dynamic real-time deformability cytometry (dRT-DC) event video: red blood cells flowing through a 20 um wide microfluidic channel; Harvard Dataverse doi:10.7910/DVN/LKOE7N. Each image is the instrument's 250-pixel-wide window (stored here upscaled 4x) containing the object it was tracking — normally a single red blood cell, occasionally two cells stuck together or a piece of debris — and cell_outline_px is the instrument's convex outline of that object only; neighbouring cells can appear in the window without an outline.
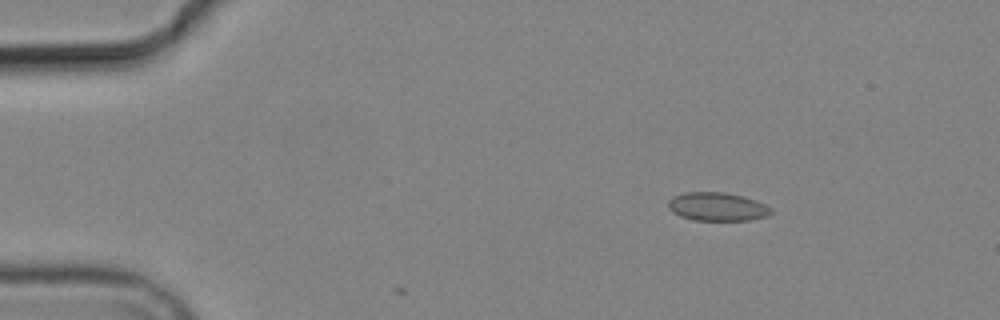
{"species": "common noctule bat (a hibernating species)", "species_latin": "Nyctalus noctula", "temperature_condition": "cold", "stored_images_in_passage": 5, "camera_frame_rate_fps": 3000, "um_per_image_px": 0.085, "animal": {"sex": "male", "body_mass_g": 19.2, "forearm_length_mm": 51.8}, "frame": {"image": 1, "passage_image": 2, "time_ms": 2.333, "image_size_px": [1000, 320], "cell_outline_px": [[772, 212], [768, 216], [748, 220], [696, 220], [680, 216], [672, 212], [668, 208], [668, 200], [672, 196], [684, 192], [724, 192], [744, 196], [756, 200], [772, 208]], "centroid_in_image_um": [60.95, 17.56], "position_along_channel_um": 24.0, "area_um2": 17.17}}
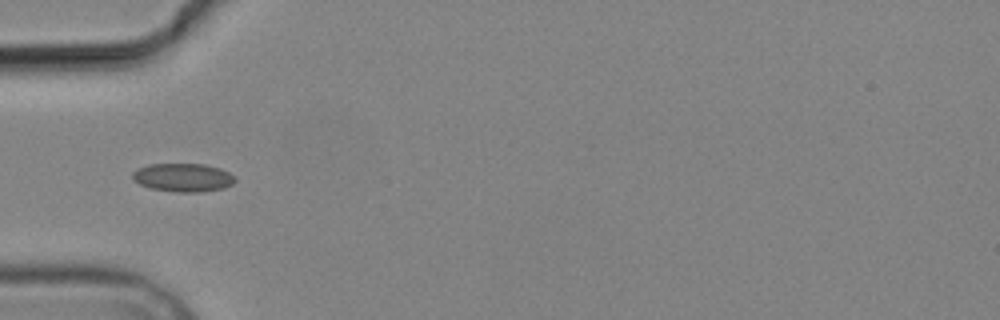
{"frame": {"image": 2, "passage_image": 4, "time_ms": 5.667, "image_size_px": [1000, 320], "cell_outline_px": [[236, 180], [232, 184], [224, 188], [200, 192], [176, 192], [152, 188], [140, 184], [132, 180], [132, 172], [136, 168], [148, 164], [204, 164], [220, 168], [236, 176]], "centroid_in_image_um": [15.55, 15.08], "position_along_channel_um": 69.4, "area_um2": 17.11}}
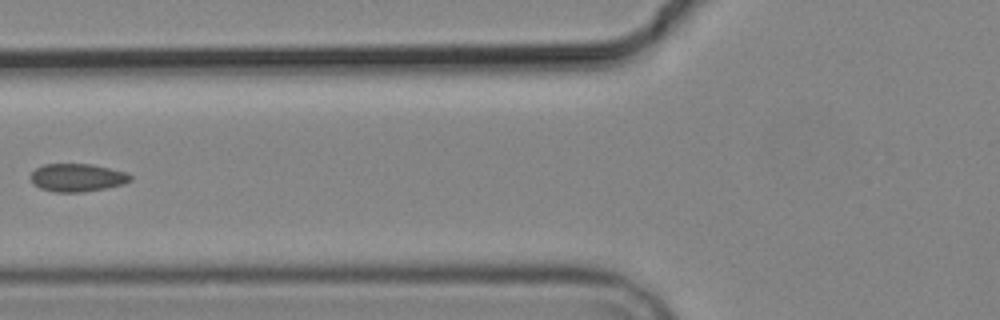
{"frame": {"image": 3, "passage_image": 5, "time_ms": 7.0, "image_size_px": [1000, 320], "cell_outline_px": [[132, 180], [124, 184], [84, 192], [56, 192], [40, 188], [28, 176], [36, 168], [44, 164], [92, 164], [124, 172], [132, 176]], "centroid_in_image_um": [6.56, 15.09], "position_along_channel_um": 119.2, "area_um2": 16.13}}